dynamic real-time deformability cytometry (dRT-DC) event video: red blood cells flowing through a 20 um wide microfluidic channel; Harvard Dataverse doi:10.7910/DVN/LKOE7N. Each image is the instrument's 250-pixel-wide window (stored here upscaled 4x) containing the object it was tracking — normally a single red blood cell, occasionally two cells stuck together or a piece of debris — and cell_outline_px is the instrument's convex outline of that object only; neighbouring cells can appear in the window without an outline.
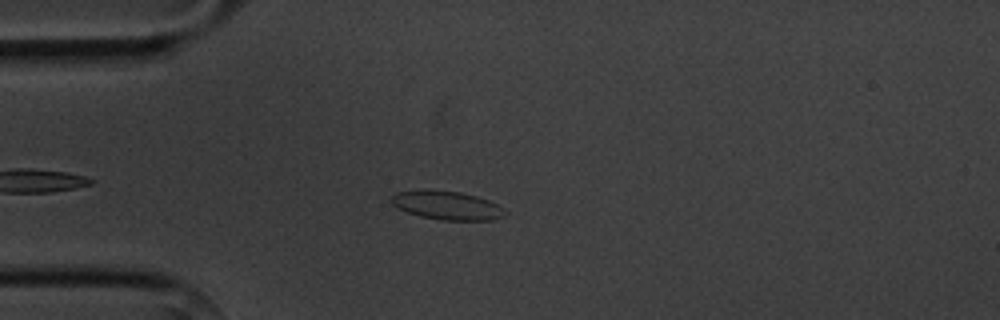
{"species": "common noctule bat (a hibernating species)", "species_latin": "Nyctalus noctula", "temperature_condition": "cold", "stored_images_in_passage": 7, "camera_frame_rate_fps": 3000, "um_per_image_px": 0.085, "animal": {"sex": "male", "body_mass_g": 20.1, "forearm_length_mm": 53.5}, "frame": {"image": 1, "passage_image": 4, "time_ms": 3.333, "image_size_px": [1000, 320], "cell_outline_px": [[508, 212], [504, 216], [492, 220], [440, 220], [420, 216], [396, 208], [392, 204], [392, 196], [396, 192], [460, 192], [476, 196], [488, 200], [504, 208]], "centroid_in_image_um": [38.06, 17.5], "position_along_channel_um": 46.9, "area_um2": 18.32}}
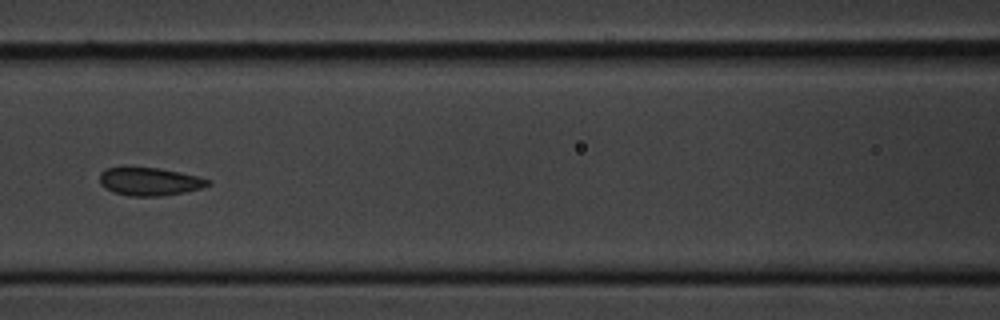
{"frame": {"image": 2, "passage_image": 7, "time_ms": 6.667, "image_size_px": [1000, 320], "cell_outline_px": [[212, 184], [200, 188], [184, 192], [156, 196], [128, 196], [112, 192], [104, 188], [100, 184], [100, 172], [104, 168], [128, 164], [160, 168], [200, 176], [212, 180]], "centroid_in_image_um": [12.66, 15.38], "position_along_channel_um": 153.9, "area_um2": 18.55}}